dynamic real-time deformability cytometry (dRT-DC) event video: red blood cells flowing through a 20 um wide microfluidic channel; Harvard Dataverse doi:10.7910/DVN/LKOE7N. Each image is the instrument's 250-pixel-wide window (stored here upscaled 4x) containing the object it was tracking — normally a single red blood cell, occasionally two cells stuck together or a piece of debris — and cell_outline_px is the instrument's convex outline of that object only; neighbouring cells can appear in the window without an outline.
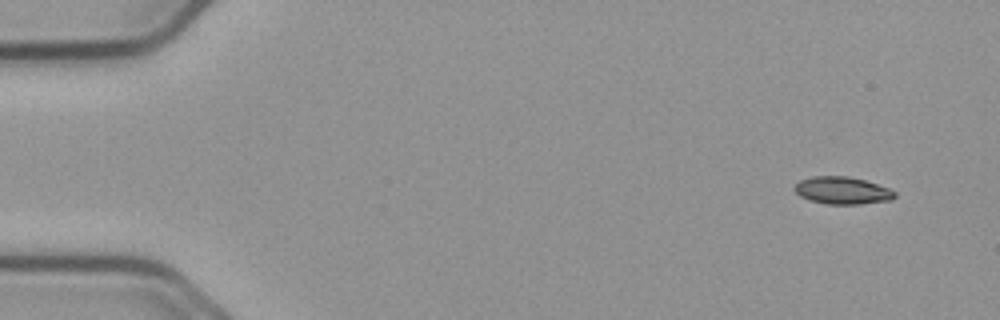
{"species": "common noctule bat (a hibernating species)", "species_latin": "Nyctalus noctula", "temperature_condition": "cold", "stored_images_in_passage": 55, "camera_frame_rate_fps": 3000, "um_per_image_px": 0.085, "animal": {"sex": "male", "body_mass_g": 23.1, "forearm_length_mm": 52.7}, "frame": {"image": 1, "passage_image": 3, "time_ms": 0.667, "image_size_px": [1000, 320], "cell_outline_px": [[896, 196], [892, 200], [860, 204], [828, 204], [808, 200], [800, 196], [792, 188], [800, 180], [812, 176], [848, 176], [864, 180], [888, 188], [896, 192]], "centroid_in_image_um": [71.58, 16.19], "position_along_channel_um": 13.4, "area_um2": 16.01}}
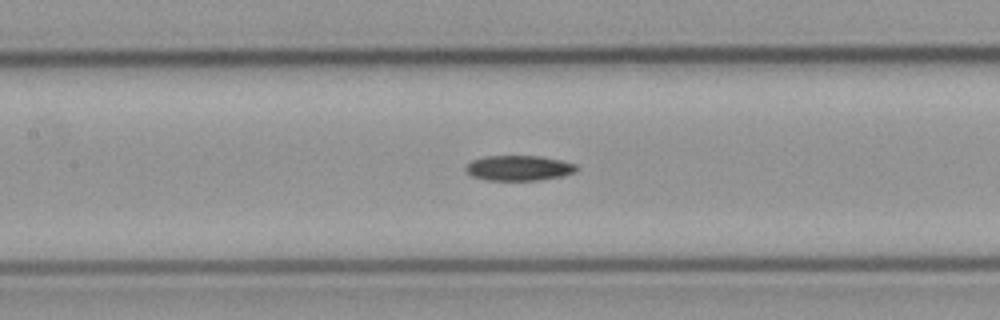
{"frame": {"image": 2, "passage_image": 25, "time_ms": 8.0, "image_size_px": [1000, 320], "cell_outline_px": [[576, 172], [560, 176], [540, 180], [484, 180], [472, 176], [464, 168], [472, 160], [484, 156], [540, 156], [560, 160], [576, 164]], "centroid_in_image_um": [44.08, 14.28], "position_along_channel_um": 163.3, "area_um2": 16.18}}
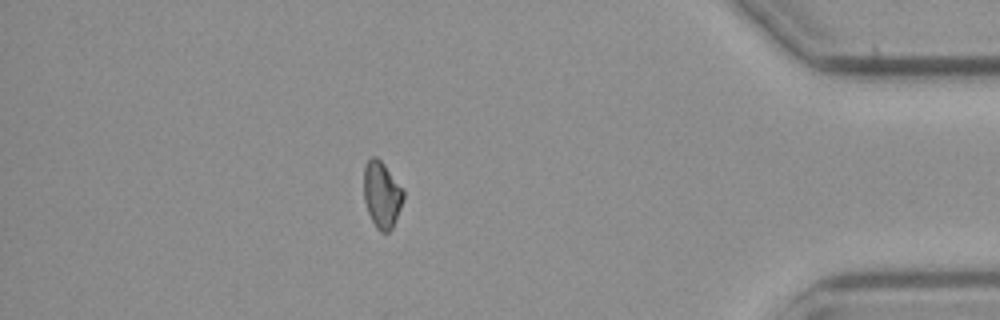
{"frame": {"image": 3, "passage_image": 48, "time_ms": 15.667, "image_size_px": [1000, 320], "cell_outline_px": [[404, 200], [392, 228], [388, 232], [380, 232], [376, 228], [368, 212], [364, 200], [364, 164], [372, 156], [376, 156], [384, 164], [404, 188]], "centroid_in_image_um": [32.47, 16.53], "position_along_channel_um": 402.7, "area_um2": 15.49}, "authors_computed_cell_mechanics": {"area_um2": 16.0684, "velocity_mm_per_s": 3.6929, "shape_relaxation_time_tau1_ms": 10.047, "shape_relaxation_time_tau2_ms": null, "deformation_change_tau1": 0.1479, "deformation_change_tau2": null}}